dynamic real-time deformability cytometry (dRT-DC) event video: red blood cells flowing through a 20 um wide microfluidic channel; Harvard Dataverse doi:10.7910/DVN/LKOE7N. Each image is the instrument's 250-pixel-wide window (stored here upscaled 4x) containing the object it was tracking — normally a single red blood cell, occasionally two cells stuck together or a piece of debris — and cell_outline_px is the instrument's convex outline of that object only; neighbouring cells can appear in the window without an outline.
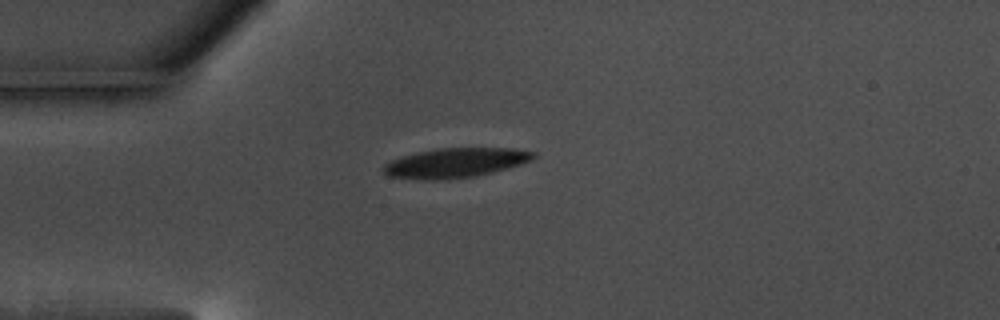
{"species": "common noctule bat (a hibernating species)", "species_latin": "Nyctalus noctula", "temperature_condition": "warm", "stored_images_in_passage": 43, "camera_frame_rate_fps": 3000, "um_per_image_px": 0.085, "animal": {"sex": "male", "body_mass_g": 17.5, "forearm_length_mm": 52.3}, "frame": {"image": 1, "passage_image": 1, "time_ms": 0.0, "image_size_px": [1000, 320], "cell_outline_px": [[536, 156], [532, 160], [508, 168], [476, 176], [432, 180], [388, 176], [380, 168], [384, 164], [400, 156], [416, 152], [440, 148], [516, 148], [536, 152]], "centroid_in_image_um": [38.72, 13.82], "position_along_channel_um": 46.3, "area_um2": 25.84}}
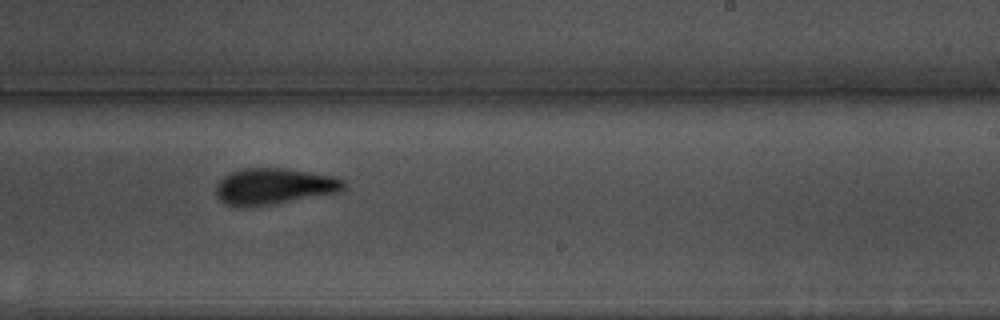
{"frame": {"image": 2, "passage_image": 21, "time_ms": 6.667, "image_size_px": [1000, 320], "cell_outline_px": [[348, 184], [340, 192], [272, 204], [244, 208], [236, 208], [224, 204], [216, 196], [216, 184], [228, 172], [244, 168], [280, 168], [308, 172], [332, 176], [344, 180]], "centroid_in_image_um": [23.24, 15.85], "position_along_channel_um": 265.8, "area_um2": 27.22}}
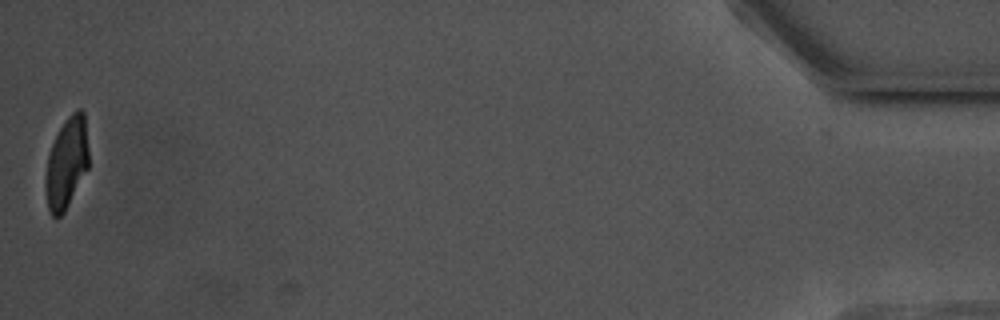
{"frame": {"image": 3, "passage_image": 43, "time_ms": 14.0, "image_size_px": [1000, 320], "cell_outline_px": [[88, 168], [64, 212], [56, 220], [52, 216], [48, 208], [44, 188], [44, 180], [48, 156], [52, 144], [64, 120], [76, 108], [80, 108], [84, 112], [88, 148]], "centroid_in_image_um": [5.64, 13.86], "position_along_channel_um": 429.6, "area_um2": 23.0}, "authors_computed_cell_mechanics": {"area_um2": 25.8366, "velocity_mm_per_s": 3.5506, "shape_relaxation_time_tau1_ms": 3.4003, "shape_relaxation_time_tau2_ms": 1.7893, "deformation_change_tau1": 0.1453, "deformation_change_tau2": 0.0871}}